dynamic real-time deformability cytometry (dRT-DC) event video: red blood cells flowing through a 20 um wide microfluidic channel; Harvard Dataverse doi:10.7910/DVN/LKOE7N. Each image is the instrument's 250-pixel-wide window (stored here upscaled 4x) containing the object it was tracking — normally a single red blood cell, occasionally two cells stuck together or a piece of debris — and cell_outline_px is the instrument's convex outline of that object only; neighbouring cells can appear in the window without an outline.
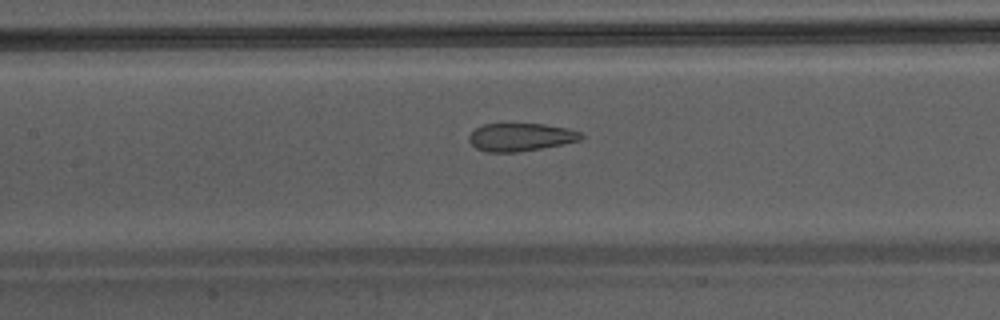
{"species": "Egyptian fruit bat (a non-hibernating species)", "species_latin": "Rousettus aegyptiacus", "temperature_condition": "warm", "stored_images_in_passage": 29, "camera_frame_rate_fps": 3000, "um_per_image_px": 0.085, "animal": {"sex": "male"}, "frame": {"image": 1, "passage_image": 13, "time_ms": 4.0, "image_size_px": [1000, 320], "cell_outline_px": [[584, 136], [580, 140], [540, 148], [516, 152], [488, 152], [476, 148], [468, 140], [468, 136], [476, 128], [484, 124], [544, 124], [568, 128], [580, 132]], "centroid_in_image_um": [44.24, 11.65], "position_along_channel_um": 163.2, "area_um2": 18.03}}
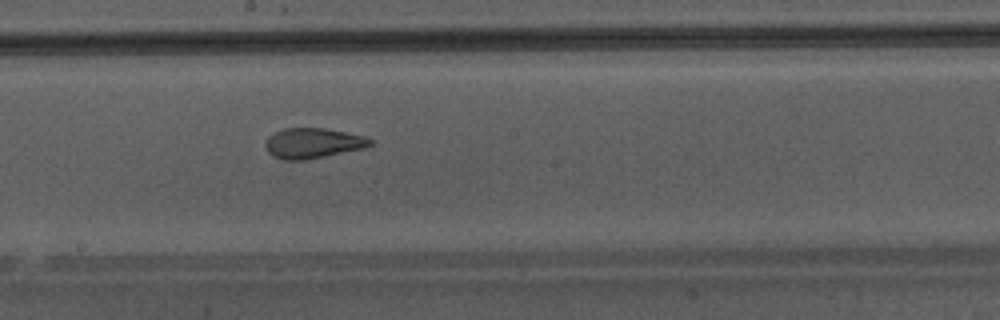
{"frame": {"image": 2, "passage_image": 17, "time_ms": 5.333, "image_size_px": [1000, 320], "cell_outline_px": [[372, 144], [364, 148], [304, 160], [284, 160], [272, 156], [268, 152], [264, 144], [268, 136], [284, 128], [324, 128], [364, 136], [372, 140]], "centroid_in_image_um": [26.55, 12.17], "position_along_channel_um": 221.6, "area_um2": 18.32}}